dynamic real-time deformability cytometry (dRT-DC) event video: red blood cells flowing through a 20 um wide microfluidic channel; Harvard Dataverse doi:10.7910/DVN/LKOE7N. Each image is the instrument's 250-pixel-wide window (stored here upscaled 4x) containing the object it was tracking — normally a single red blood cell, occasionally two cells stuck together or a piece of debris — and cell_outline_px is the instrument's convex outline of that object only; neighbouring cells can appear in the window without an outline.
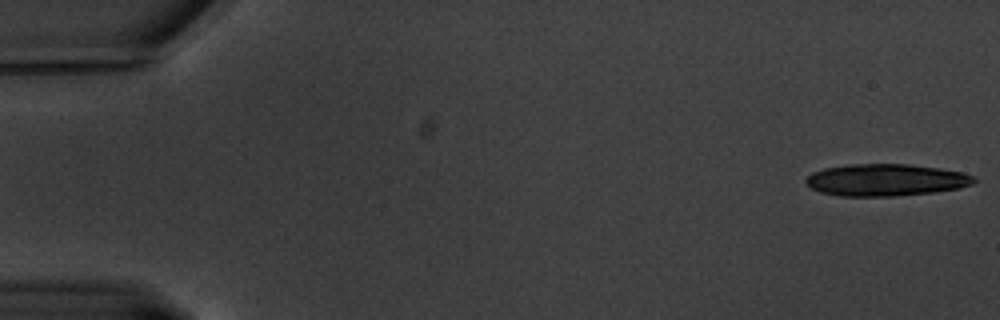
{"species": "common noctule bat (a hibernating species)", "species_latin": "Nyctalus noctula", "temperature_condition": "warm", "stored_images_in_passage": 17, "camera_frame_rate_fps": 3000, "um_per_image_px": 0.085, "animal": {"sex": "male", "body_mass_g": 20.1, "forearm_length_mm": 53.5}, "frame": {"image": 1, "passage_image": 1, "time_ms": 0.0, "image_size_px": [1000, 320], "cell_outline_px": [[976, 180], [972, 184], [960, 188], [932, 192], [892, 196], [840, 196], [820, 192], [812, 188], [804, 180], [812, 172], [824, 168], [852, 164], [908, 164], [940, 168], [964, 172], [976, 176]], "centroid_in_image_um": [75.32, 15.29], "position_along_channel_um": 9.7, "area_um2": 31.39}}